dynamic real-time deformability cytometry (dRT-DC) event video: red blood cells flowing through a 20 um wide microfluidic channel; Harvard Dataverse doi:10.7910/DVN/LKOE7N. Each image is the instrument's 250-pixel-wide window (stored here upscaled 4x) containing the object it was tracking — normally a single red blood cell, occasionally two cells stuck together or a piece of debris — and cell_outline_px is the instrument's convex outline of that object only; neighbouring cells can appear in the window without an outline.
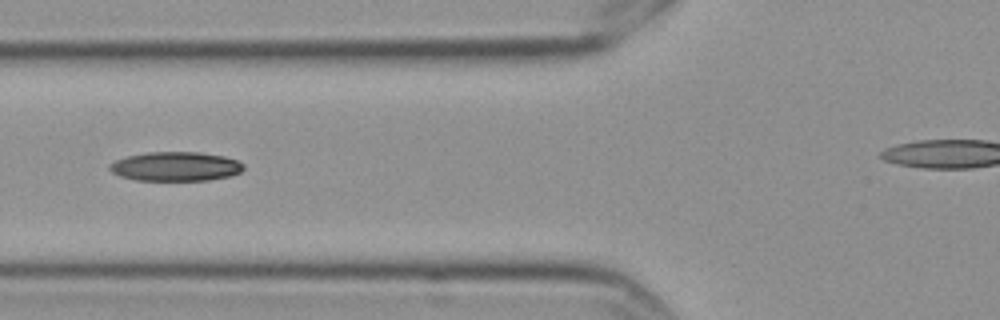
{"species": "Egyptian fruit bat (a non-hibernating species)", "species_latin": "Rousettus aegyptiacus", "temperature_condition": "cold", "stored_images_in_passage": 11, "camera_frame_rate_fps": 3000, "um_per_image_px": 0.085, "frame": {"image": 1, "passage_image": 2, "time_ms": 0.333, "image_size_px": [1000, 320], "cell_outline_px": [[244, 168], [240, 172], [228, 176], [208, 180], [136, 180], [120, 176], [112, 172], [108, 168], [108, 164], [116, 160], [128, 156], [148, 152], [200, 152], [224, 156], [236, 160], [244, 164]], "centroid_in_image_um": [14.91, 14.14], "position_along_channel_um": 110.9, "area_um2": 22.72}}
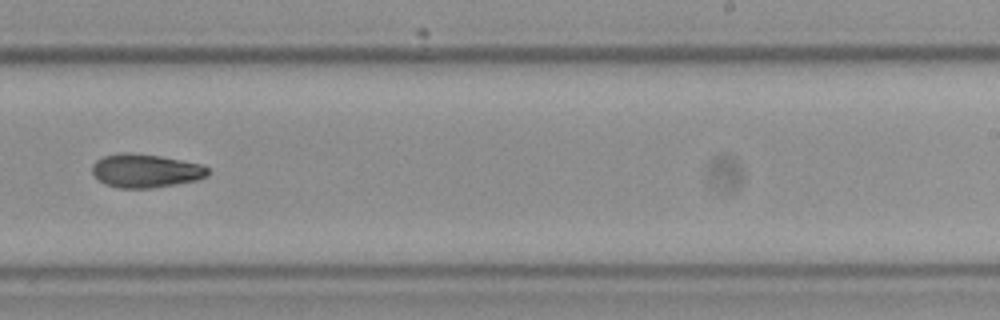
{"frame": {"image": 2, "passage_image": 6, "time_ms": 1.667, "image_size_px": [1000, 320], "cell_outline_px": [[208, 176], [200, 180], [152, 188], [120, 188], [104, 184], [92, 172], [92, 164], [96, 160], [104, 156], [120, 152], [132, 152], [160, 156], [204, 164], [208, 168]], "centroid_in_image_um": [12.4, 14.51], "position_along_channel_um": 276.6, "area_um2": 22.89}}
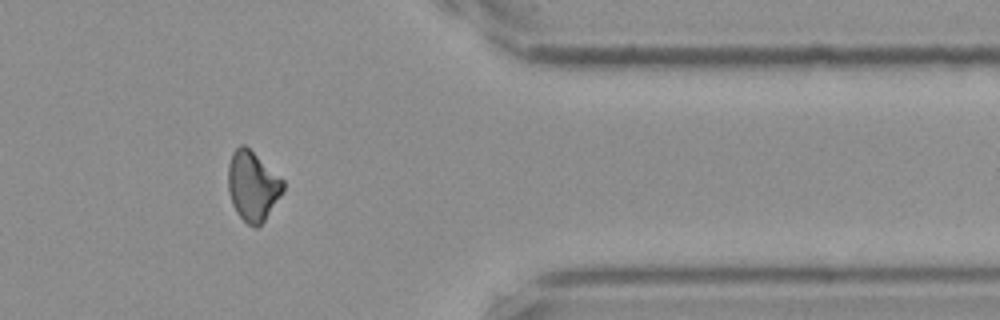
{"frame": {"image": 3, "passage_image": 9, "time_ms": 2.667, "image_size_px": [1000, 320], "cell_outline_px": [[284, 192], [264, 220], [256, 228], [248, 224], [236, 212], [232, 204], [228, 192], [228, 164], [232, 152], [240, 144], [244, 144], [284, 180]], "centroid_in_image_um": [21.47, 15.8], "position_along_channel_um": 389.9, "area_um2": 22.31}}